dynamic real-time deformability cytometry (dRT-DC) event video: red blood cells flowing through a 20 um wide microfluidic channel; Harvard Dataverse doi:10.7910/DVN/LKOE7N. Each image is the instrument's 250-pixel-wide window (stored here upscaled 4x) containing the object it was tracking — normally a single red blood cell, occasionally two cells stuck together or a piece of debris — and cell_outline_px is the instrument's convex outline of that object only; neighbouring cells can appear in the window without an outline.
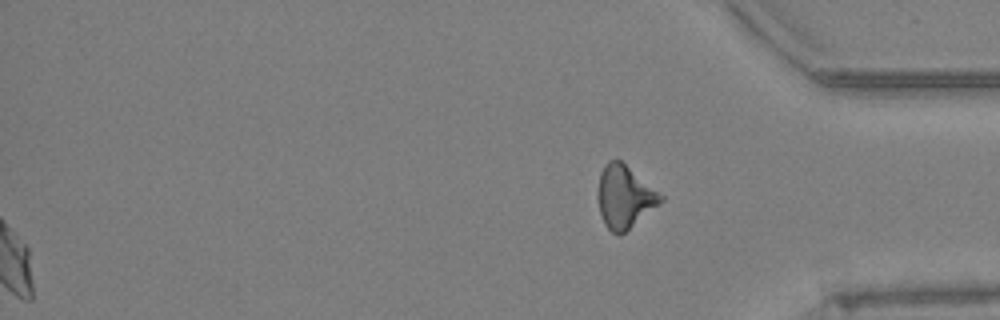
{"species": "Egyptian fruit bat (a non-hibernating species)", "species_latin": "Rousettus aegyptiacus", "temperature_condition": "warm", "stored_images_in_passage": 62, "segment_of_instrument_passage": [2, 2], "camera_frame_rate_fps": 3000, "um_per_image_px": 0.085, "animal": {"sex": "female"}, "frame": {"image": 1, "passage_image": 62, "time_ms": 20.333, "image_size_px": [1000, 320], "cell_outline_px": [[664, 200], [620, 236], [612, 232], [604, 224], [600, 212], [600, 172], [604, 164], [608, 160], [620, 160], [664, 196]], "centroid_in_image_um": [53.11, 16.74], "position_along_channel_um": 382.1, "area_um2": 22.31}}